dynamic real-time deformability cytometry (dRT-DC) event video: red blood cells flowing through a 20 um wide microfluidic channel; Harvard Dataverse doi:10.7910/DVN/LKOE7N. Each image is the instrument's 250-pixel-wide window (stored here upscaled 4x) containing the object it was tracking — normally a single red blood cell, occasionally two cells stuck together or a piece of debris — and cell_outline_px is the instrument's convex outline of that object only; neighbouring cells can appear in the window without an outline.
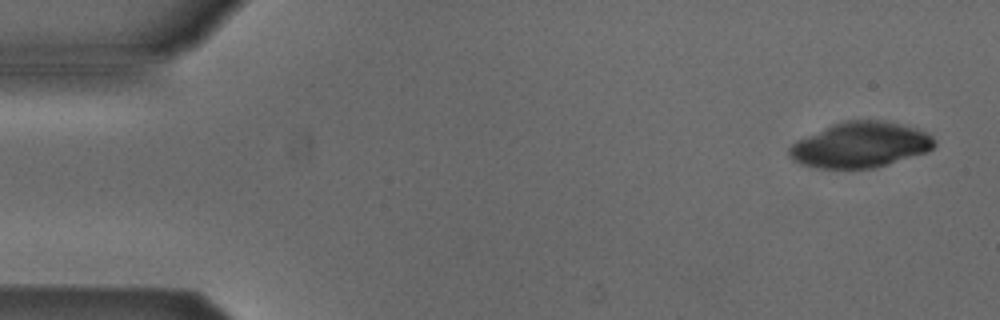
{"species": "Egyptian fruit bat (a non-hibernating species)", "species_latin": "Rousettus aegyptiacus", "temperature_condition": "cold", "stored_images_in_passage": 4, "camera_frame_rate_fps": 3000, "um_per_image_px": 0.085, "animal": {"sex": "male"}, "frame": {"image": 1, "passage_image": 1, "time_ms": 0.0, "image_size_px": [1000, 320], "cell_outline_px": [[936, 144], [928, 152], [888, 164], [872, 168], [816, 168], [800, 164], [792, 160], [788, 156], [788, 148], [796, 140], [832, 124], [848, 120], [880, 120], [900, 124], [916, 128], [932, 136], [936, 140]], "centroid_in_image_um": [73.11, 12.32], "position_along_channel_um": 11.9, "area_um2": 38.55}}